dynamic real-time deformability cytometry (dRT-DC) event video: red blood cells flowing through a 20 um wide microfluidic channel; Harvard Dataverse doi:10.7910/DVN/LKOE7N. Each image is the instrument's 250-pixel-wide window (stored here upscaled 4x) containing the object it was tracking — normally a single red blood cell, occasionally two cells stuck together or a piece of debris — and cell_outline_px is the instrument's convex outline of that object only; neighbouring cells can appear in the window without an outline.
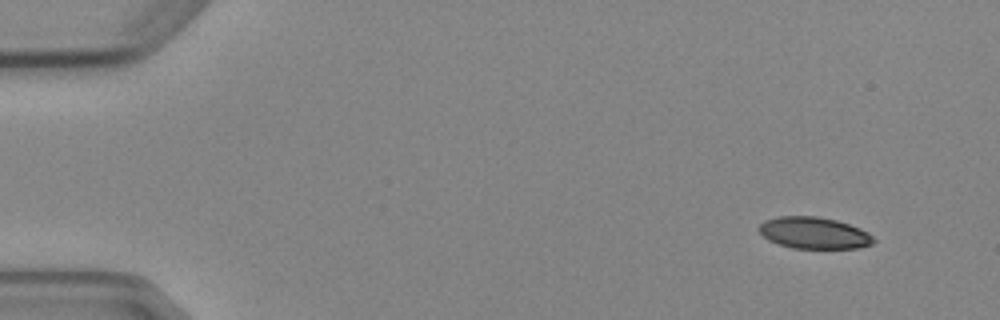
{"species": "Egyptian fruit bat (a non-hibernating species)", "species_latin": "Rousettus aegyptiacus", "temperature_condition": "cold", "stored_images_in_passage": 6, "camera_frame_rate_fps": 3000, "um_per_image_px": 0.085, "animal": {"sex": "female"}, "frame": {"image": 1, "passage_image": 1, "time_ms": 0.0, "image_size_px": [1000, 320], "cell_outline_px": [[876, 240], [872, 244], [860, 248], [792, 248], [768, 240], [756, 228], [764, 220], [780, 216], [816, 216], [836, 220], [860, 228], [868, 232]], "centroid_in_image_um": [69.19, 19.8], "position_along_channel_um": 15.8, "area_um2": 21.15}}
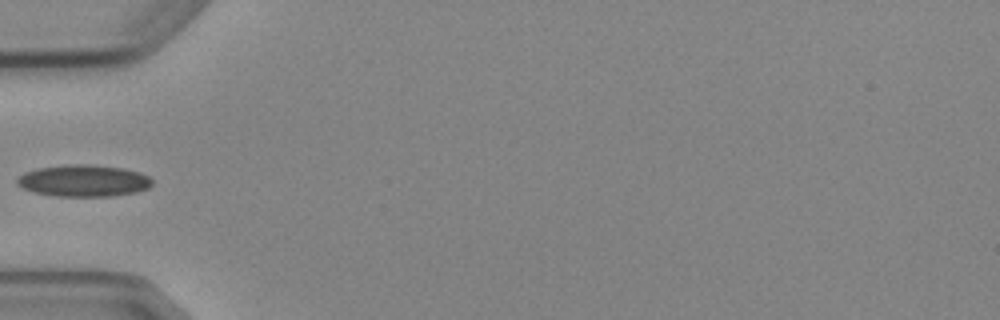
{"frame": {"image": 2, "passage_image": 5, "time_ms": 4.667, "image_size_px": [1000, 320], "cell_outline_px": [[152, 184], [148, 188], [136, 192], [112, 196], [56, 196], [32, 192], [16, 184], [16, 180], [24, 172], [36, 168], [68, 164], [92, 164], [124, 168], [140, 172], [148, 176], [152, 180]], "centroid_in_image_um": [7.1, 15.35], "position_along_channel_um": 77.9, "area_um2": 25.2}}
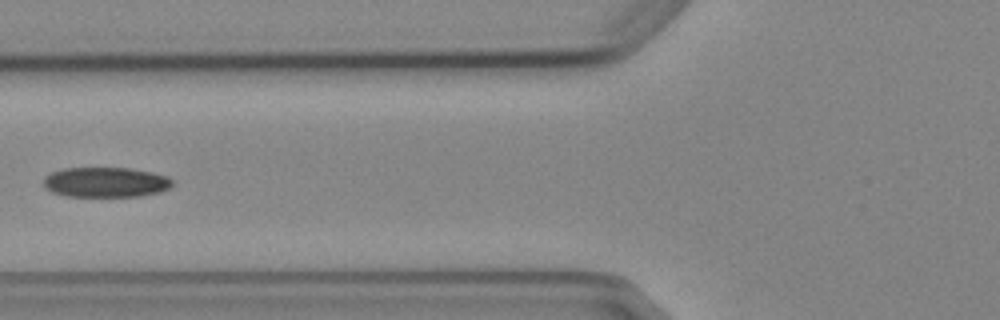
{"frame": {"image": 3, "passage_image": 6, "time_ms": 5.667, "image_size_px": [1000, 320], "cell_outline_px": [[172, 184], [168, 188], [160, 192], [140, 196], [68, 196], [52, 192], [44, 188], [44, 176], [52, 172], [64, 168], [128, 168], [152, 172], [168, 176], [172, 180]], "centroid_in_image_um": [8.97, 15.48], "position_along_channel_um": 116.8, "area_um2": 22.54}}